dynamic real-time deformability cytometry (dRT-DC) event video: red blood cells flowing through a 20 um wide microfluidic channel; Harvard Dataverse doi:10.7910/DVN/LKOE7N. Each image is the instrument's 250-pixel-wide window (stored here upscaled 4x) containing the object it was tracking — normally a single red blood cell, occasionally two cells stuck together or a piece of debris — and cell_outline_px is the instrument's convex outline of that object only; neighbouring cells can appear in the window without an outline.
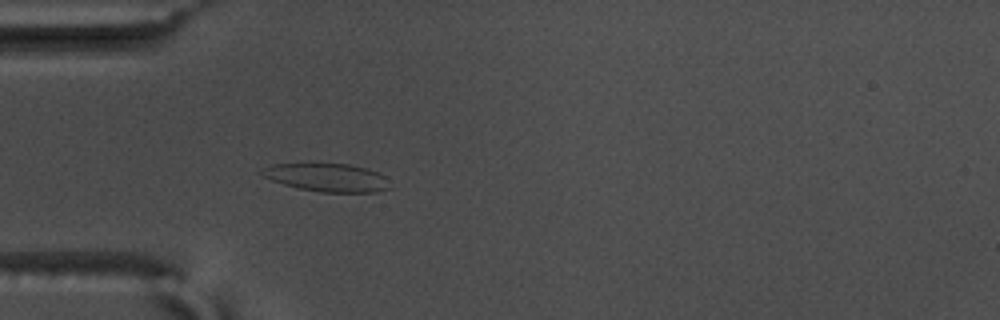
{"species": "common noctule bat (a hibernating species)", "species_latin": "Nyctalus noctula", "temperature_condition": "warm", "stored_images_in_passage": 44, "camera_frame_rate_fps": 3000, "um_per_image_px": 0.085, "animal": {"sex": "male", "body_mass_g": 17.5, "forearm_length_mm": 52.3}, "frame": {"image": 1, "passage_image": 5, "time_ms": 1.333, "image_size_px": [1000, 320], "cell_outline_px": [[392, 188], [376, 192], [320, 192], [300, 188], [284, 184], [272, 180], [264, 176], [260, 172], [268, 164], [348, 164], [364, 168], [376, 172], [384, 176]], "centroid_in_image_um": [27.82, 15.09], "position_along_channel_um": 57.2, "area_um2": 20.69}}
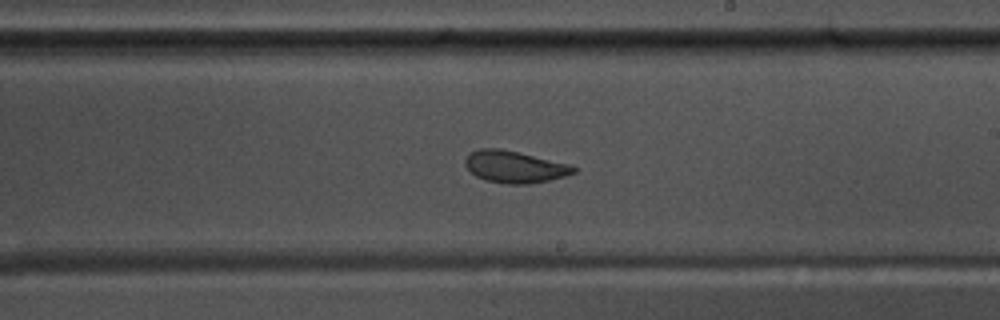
{"frame": {"image": 2, "passage_image": 21, "time_ms": 6.667, "image_size_px": [1000, 320], "cell_outline_px": [[576, 172], [564, 176], [548, 180], [528, 184], [508, 184], [488, 180], [476, 176], [464, 164], [464, 160], [472, 152], [480, 148], [500, 148], [572, 164], [576, 168]], "centroid_in_image_um": [43.77, 14.17], "position_along_channel_um": 245.2, "area_um2": 20.0}}
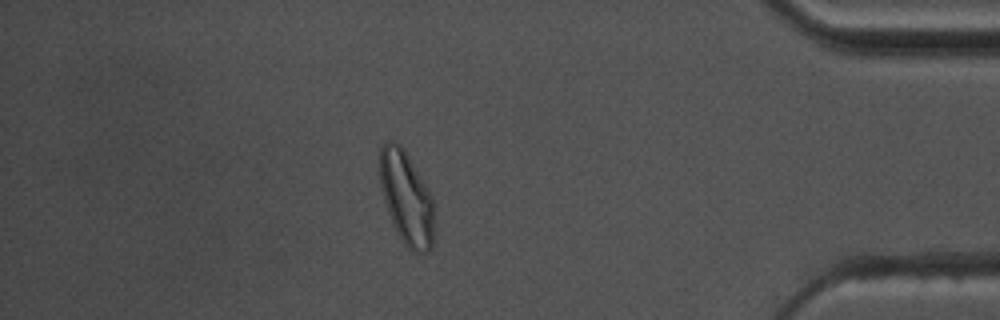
{"frame": {"image": 3, "passage_image": 37, "time_ms": 12.0, "image_size_px": [1000, 320], "cell_outline_px": [[432, 248], [428, 252], [416, 252], [408, 248], [396, 232], [392, 224], [380, 188], [380, 148], [388, 140], [392, 140], [400, 144], [404, 148], [428, 188], [432, 196]], "centroid_in_image_um": [34.52, 16.8], "position_along_channel_um": 400.7, "area_um2": 29.3}, "authors_computed_cell_mechanics": {"area_um2": 21.097, "velocity_mm_per_s": 3.6329, "shape_relaxation_time_tau1_ms": null, "shape_relaxation_time_tau2_ms": 2.0372, "deformation_change_tau1": null, "deformation_change_tau2": 0.0799}}